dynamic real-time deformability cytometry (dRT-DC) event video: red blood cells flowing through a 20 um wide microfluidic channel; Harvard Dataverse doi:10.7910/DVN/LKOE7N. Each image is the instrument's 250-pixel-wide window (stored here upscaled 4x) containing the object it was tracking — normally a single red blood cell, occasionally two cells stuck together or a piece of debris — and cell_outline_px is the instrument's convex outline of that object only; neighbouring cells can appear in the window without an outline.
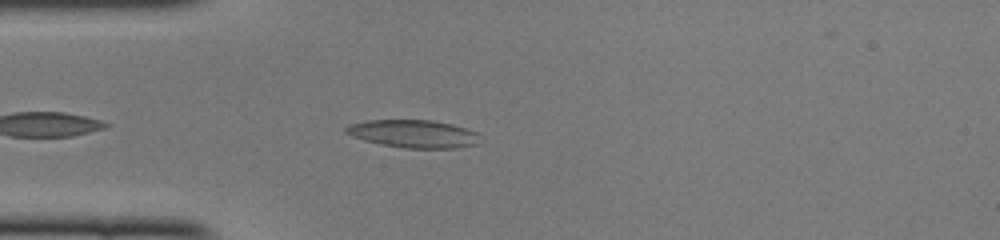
{"species": "common noctule bat (a hibernating species)", "species_latin": "Nyctalus noctula", "temperature_condition": "cold", "stored_images_in_passage": 39, "camera_frame_rate_fps": 3000, "um_per_image_px": 0.085, "animal": {"sex": "female", "body_mass_g": 22.0, "forearm_length_mm": 56.7}, "frame": {"image": 1, "passage_image": 4, "time_ms": 1.0, "image_size_px": [1000, 240], "cell_outline_px": [[480, 144], [456, 148], [404, 148], [380, 144], [364, 140], [352, 136], [344, 132], [344, 128], [348, 124], [368, 120], [432, 120], [452, 124], [476, 132]], "centroid_in_image_um": [35.11, 11.37], "position_along_channel_um": 49.9, "area_um2": 21.79}}
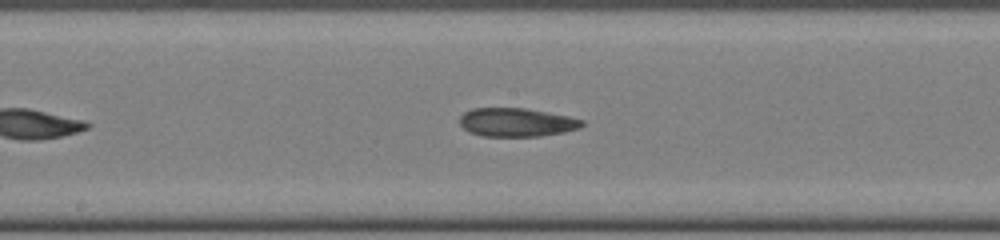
{"frame": {"image": 2, "passage_image": 16, "time_ms": 5.0, "image_size_px": [1000, 240], "cell_outline_px": [[584, 124], [580, 128], [564, 132], [540, 136], [484, 136], [468, 132], [460, 124], [460, 116], [464, 112], [472, 108], [524, 108], [568, 116], [584, 120]], "centroid_in_image_um": [43.9, 10.4], "position_along_channel_um": 204.3, "area_um2": 20.35}}
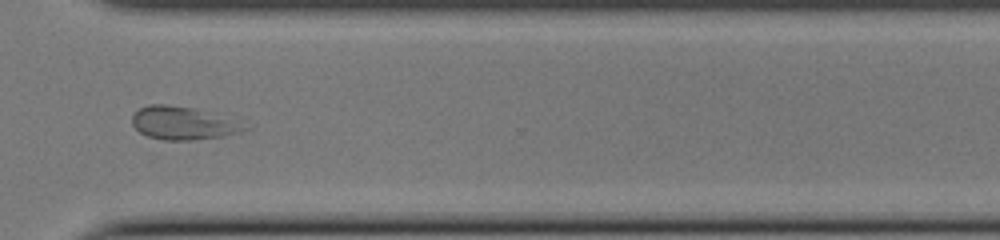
{"frame": {"image": 3, "passage_image": 27, "time_ms": 8.667, "image_size_px": [1000, 240], "cell_outline_px": [[252, 128], [240, 132], [224, 136], [192, 140], [164, 140], [148, 136], [140, 132], [132, 124], [132, 116], [140, 108], [148, 104], [168, 104], [196, 108]], "centroid_in_image_um": [15.5, 10.47], "position_along_channel_um": 355.1, "area_um2": 21.27}, "authors_computed_cell_mechanics": {"area_um2": 21.5594, "velocity_mm_per_s": 4.0971, "shape_relaxation_time_tau1_ms": null, "shape_relaxation_time_tau2_ms": 4.9494, "deformation_change_tau1": null, "deformation_change_tau2": 0.1169}}